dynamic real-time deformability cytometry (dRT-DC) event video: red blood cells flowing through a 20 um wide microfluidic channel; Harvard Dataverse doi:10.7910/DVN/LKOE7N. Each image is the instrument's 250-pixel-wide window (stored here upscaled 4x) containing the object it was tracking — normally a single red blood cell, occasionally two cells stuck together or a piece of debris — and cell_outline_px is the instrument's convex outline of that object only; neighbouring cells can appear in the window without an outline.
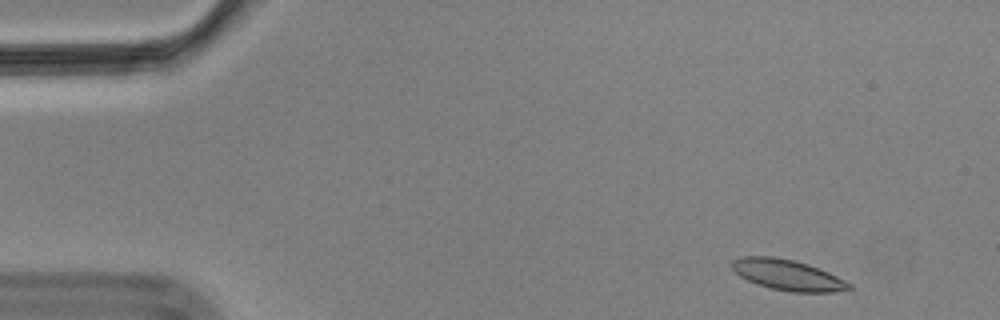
{"species": "Egyptian fruit bat (a non-hibernating species)", "species_latin": "Rousettus aegyptiacus", "temperature_condition": "cold", "stored_images_in_passage": 44, "camera_frame_rate_fps": 3000, "um_per_image_px": 0.085, "animal": {"sex": "male"}, "frame": {"image": 1, "passage_image": 1, "time_ms": 0.0, "image_size_px": [1000, 320], "cell_outline_px": [[852, 288], [836, 292], [792, 292], [772, 288], [756, 284], [740, 276], [728, 264], [732, 260], [740, 256], [772, 256], [792, 260], [808, 264], [828, 272], [852, 284]], "centroid_in_image_um": [66.91, 23.36], "position_along_channel_um": 18.1, "area_um2": 20.92}}
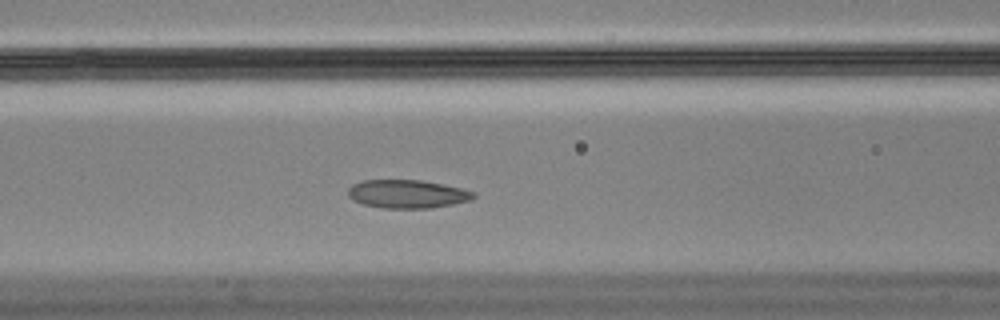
{"frame": {"image": 2, "passage_image": 19, "time_ms": 6.0, "image_size_px": [1000, 320], "cell_outline_px": [[476, 196], [472, 200], [432, 208], [384, 208], [364, 204], [352, 200], [348, 196], [348, 188], [352, 184], [364, 180], [420, 180], [464, 188], [476, 192]], "centroid_in_image_um": [34.65, 16.48], "position_along_channel_um": 132.0, "area_um2": 20.87}}
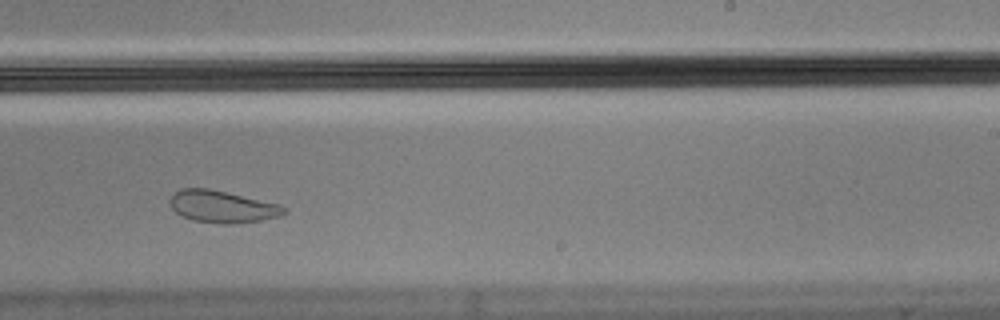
{"frame": {"image": 3, "passage_image": 31, "time_ms": 10.0, "image_size_px": [1000, 320], "cell_outline_px": [[288, 212], [264, 220], [228, 224], [224, 224], [192, 220], [176, 212], [172, 208], [168, 200], [172, 192], [180, 188], [208, 188], [280, 204], [288, 208]], "centroid_in_image_um": [18.87, 17.55], "position_along_channel_um": 270.1, "area_um2": 21.39}}